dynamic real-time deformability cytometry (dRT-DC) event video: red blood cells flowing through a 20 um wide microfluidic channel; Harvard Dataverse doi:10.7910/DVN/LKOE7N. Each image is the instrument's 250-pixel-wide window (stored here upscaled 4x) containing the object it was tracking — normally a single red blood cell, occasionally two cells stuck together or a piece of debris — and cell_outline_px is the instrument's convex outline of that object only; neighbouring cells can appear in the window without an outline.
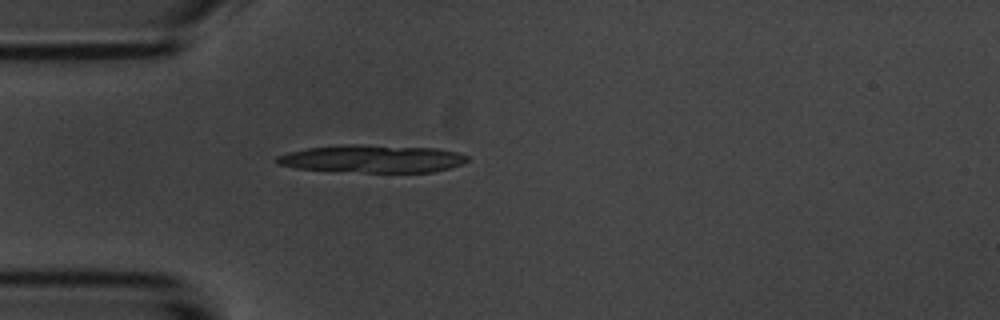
{"species": "common noctule bat (a hibernating species)", "species_latin": "Nyctalus noctula", "temperature_condition": "room temperature", "stored_images_in_passage": 1, "camera_frame_rate_fps": 3000, "um_per_image_px": 0.085, "animal": {"sex": "male", "body_mass_g": 20.1, "forearm_length_mm": 53.5}, "frame": {"image": 1, "passage_image": 1, "time_ms": 0.0, "image_size_px": [1000, 320], "cell_outline_px": [[468, 160], [460, 164], [448, 168], [432, 172], [364, 172], [296, 168], [276, 164], [276, 156], [288, 152], [308, 148], [344, 144], [356, 144], [436, 148], [456, 152], [468, 156]], "centroid_in_image_um": [31.62, 13.49], "position_along_channel_um": 53.4, "area_um2": 30.52}}